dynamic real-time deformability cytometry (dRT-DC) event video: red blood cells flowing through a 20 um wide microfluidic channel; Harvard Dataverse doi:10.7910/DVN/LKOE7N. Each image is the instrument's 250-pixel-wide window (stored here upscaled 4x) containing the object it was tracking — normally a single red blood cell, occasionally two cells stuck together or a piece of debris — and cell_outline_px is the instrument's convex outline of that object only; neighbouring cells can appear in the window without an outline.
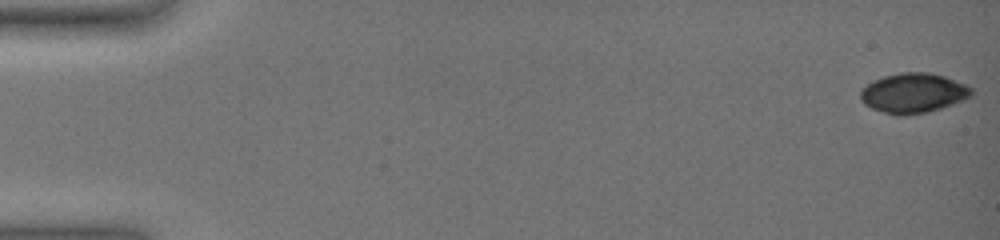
{"species": "common noctule bat (a hibernating species)", "species_latin": "Nyctalus noctula", "temperature_condition": "warm", "stored_images_in_passage": 55, "camera_frame_rate_fps": 3000, "um_per_image_px": 0.085, "animal": {"sex": "female", "body_mass_g": 19.0, "forearm_length_mm": 51.5}, "frame": {"image": 1, "passage_image": 1, "time_ms": 0.0, "image_size_px": [1000, 240], "cell_outline_px": [[972, 96], [964, 100], [928, 112], [904, 116], [900, 116], [884, 112], [872, 108], [864, 104], [860, 100], [860, 92], [868, 84], [884, 76], [900, 72], [928, 72], [944, 76], [964, 84], [972, 88]], "centroid_in_image_um": [77.64, 7.92], "position_along_channel_um": 7.4, "area_um2": 25.61}}
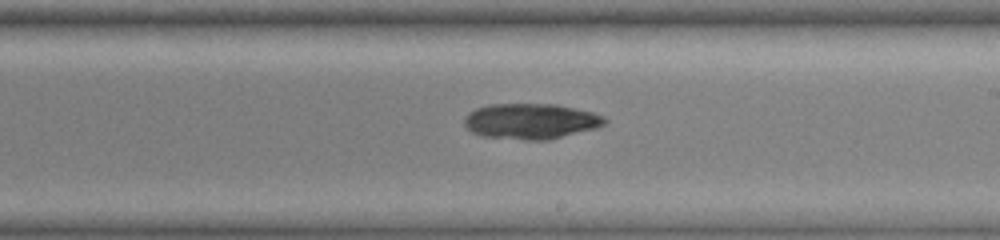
{"frame": {"image": 2, "passage_image": 35, "time_ms": 11.333, "image_size_px": [1000, 240], "cell_outline_px": [[608, 120], [604, 124], [596, 128], [548, 140], [524, 140], [480, 136], [472, 132], [464, 124], [464, 120], [468, 112], [476, 108], [488, 104], [556, 104], [592, 112], [604, 116]], "centroid_in_image_um": [45.1, 10.3], "position_along_channel_um": 243.9, "area_um2": 29.19}}
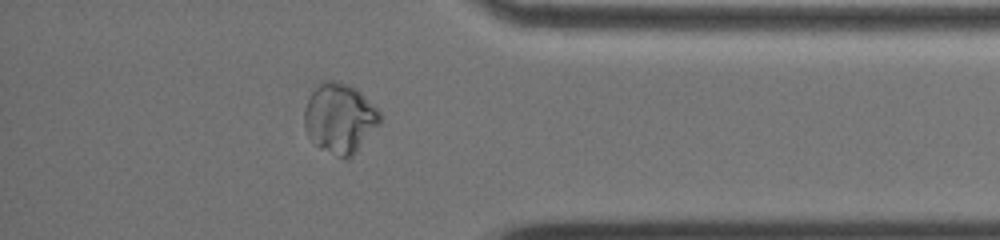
{"frame": {"image": 3, "passage_image": 49, "time_ms": 16.0, "image_size_px": [1000, 240], "cell_outline_px": [[380, 124], [356, 152], [348, 160], [336, 156], [316, 144], [308, 136], [304, 128], [304, 108], [312, 92], [320, 80], [332, 80], [348, 84], [356, 88], [380, 112]], "centroid_in_image_um": [28.87, 10.04], "position_along_channel_um": 406.3, "area_um2": 30.75}, "authors_computed_cell_mechanics": {"area_um2": 28.4954, "velocity_mm_per_s": 3.5974, "shape_relaxation_time_tau1_ms": 10.1178, "shape_relaxation_time_tau2_ms": 1.7701, "deformation_change_tau1": 0.3332, "deformation_change_tau2": 0.0315}}